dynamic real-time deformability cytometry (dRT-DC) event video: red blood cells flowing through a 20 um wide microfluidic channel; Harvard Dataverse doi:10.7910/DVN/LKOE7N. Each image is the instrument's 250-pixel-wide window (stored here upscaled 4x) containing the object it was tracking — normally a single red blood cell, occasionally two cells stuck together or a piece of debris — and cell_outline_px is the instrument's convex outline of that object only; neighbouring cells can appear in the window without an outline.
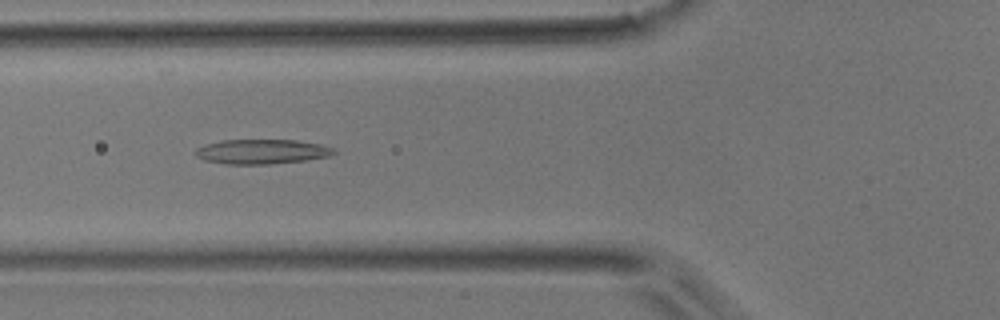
{"species": "common noctule bat (a hibernating species)", "species_latin": "Nyctalus noctula", "temperature_condition": "room temperature", "stored_images_in_passage": 41, "camera_frame_rate_fps": 3000, "um_per_image_px": 0.085, "animal": {"sex": "male", "body_mass_g": 17.9}, "frame": {"image": 1, "passage_image": 9, "time_ms": 2.667, "image_size_px": [1000, 320], "cell_outline_px": [[336, 152], [328, 156], [308, 160], [268, 164], [228, 164], [204, 160], [196, 156], [192, 152], [196, 148], [204, 144], [224, 140], [296, 140], [320, 144], [336, 148]], "centroid_in_image_um": [22.24, 12.88], "position_along_channel_um": 103.6, "area_um2": 20.0}}
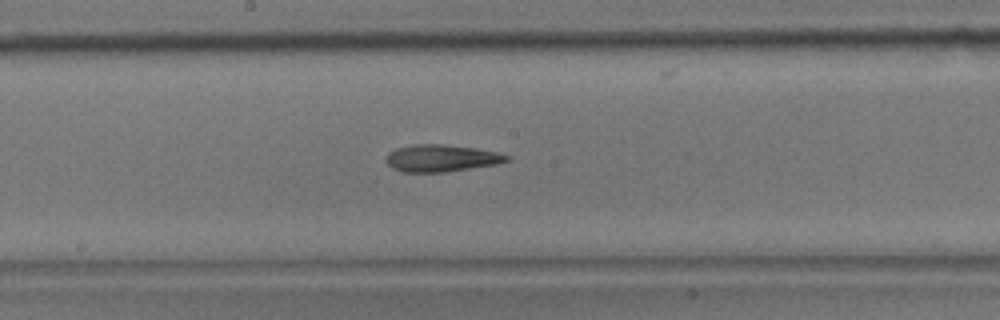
{"frame": {"image": 2, "passage_image": 17, "time_ms": 5.333, "image_size_px": [1000, 320], "cell_outline_px": [[512, 160], [496, 164], [444, 172], [404, 172], [392, 168], [384, 160], [384, 156], [388, 152], [396, 148], [416, 144], [440, 144], [476, 148], [496, 152], [512, 156]], "centroid_in_image_um": [37.5, 13.44], "position_along_channel_um": 210.7, "area_um2": 19.13}}
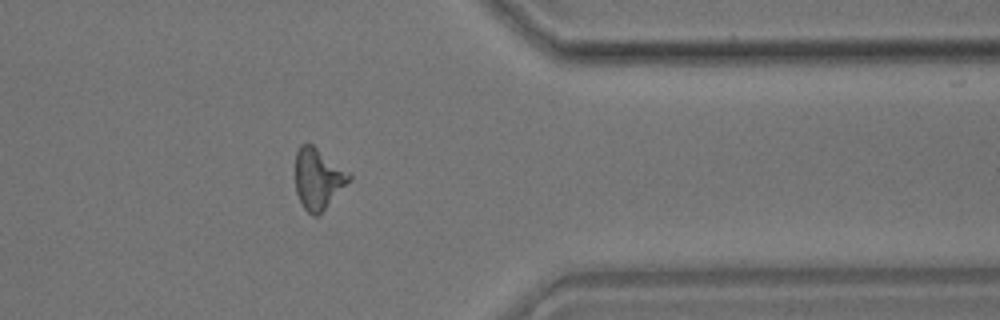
{"frame": {"image": 3, "passage_image": 31, "time_ms": 10.0, "image_size_px": [1000, 320], "cell_outline_px": [[352, 180], [316, 216], [312, 216], [304, 208], [296, 192], [296, 152], [300, 144], [312, 144], [348, 172], [352, 176]], "centroid_in_image_um": [27.03, 15.18], "position_along_channel_um": 384.4, "area_um2": 18.67}}